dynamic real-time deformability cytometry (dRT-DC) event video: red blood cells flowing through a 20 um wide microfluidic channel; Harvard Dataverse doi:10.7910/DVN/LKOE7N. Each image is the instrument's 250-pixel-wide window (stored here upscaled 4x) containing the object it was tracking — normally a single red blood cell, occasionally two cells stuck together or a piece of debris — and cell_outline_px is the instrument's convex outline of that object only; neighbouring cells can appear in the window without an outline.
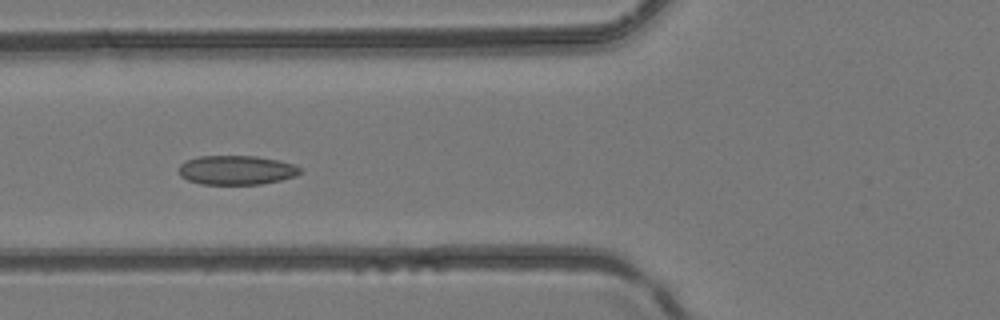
{"species": "common noctule bat (a hibernating species)", "species_latin": "Nyctalus noctula", "temperature_condition": "room temperature", "stored_images_in_passage": 5, "camera_frame_rate_fps": 3000, "um_per_image_px": 0.085, "animal": {"sex": "female", "body_mass_g": 24.6, "forearm_length_mm": 56.2}, "frame": {"image": 1, "passage_image": 5, "time_ms": 1.333, "image_size_px": [1000, 320], "cell_outline_px": [[300, 172], [296, 176], [280, 180], [260, 184], [200, 184], [188, 180], [180, 176], [180, 164], [188, 160], [200, 156], [256, 156], [280, 160], [292, 164], [300, 168]], "centroid_in_image_um": [20.1, 14.46], "position_along_channel_um": 105.7, "area_um2": 20.52}}